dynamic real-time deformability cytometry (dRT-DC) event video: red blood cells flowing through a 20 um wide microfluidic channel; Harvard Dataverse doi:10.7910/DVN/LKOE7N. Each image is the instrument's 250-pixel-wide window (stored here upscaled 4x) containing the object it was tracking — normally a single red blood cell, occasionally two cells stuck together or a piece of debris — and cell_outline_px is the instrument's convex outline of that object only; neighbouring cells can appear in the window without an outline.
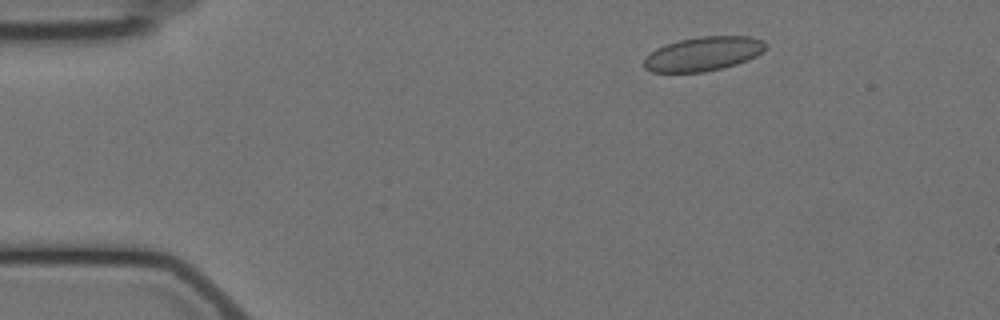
{"species": "Egyptian fruit bat (a non-hibernating species)", "species_latin": "Rousettus aegyptiacus", "temperature_condition": "cold", "stored_images_in_passage": 2, "camera_frame_rate_fps": 3000, "um_per_image_px": 0.085, "animal": {"sex": "female"}, "frame": {"image": 1, "passage_image": 2, "time_ms": 1.333, "image_size_px": [1000, 320], "cell_outline_px": [[764, 48], [756, 56], [748, 60], [736, 64], [704, 72], [652, 72], [644, 68], [644, 56], [656, 48], [680, 40], [700, 36], [748, 36], [764, 40]], "centroid_in_image_um": [59.73, 4.58], "position_along_channel_um": 25.3, "area_um2": 24.04}}